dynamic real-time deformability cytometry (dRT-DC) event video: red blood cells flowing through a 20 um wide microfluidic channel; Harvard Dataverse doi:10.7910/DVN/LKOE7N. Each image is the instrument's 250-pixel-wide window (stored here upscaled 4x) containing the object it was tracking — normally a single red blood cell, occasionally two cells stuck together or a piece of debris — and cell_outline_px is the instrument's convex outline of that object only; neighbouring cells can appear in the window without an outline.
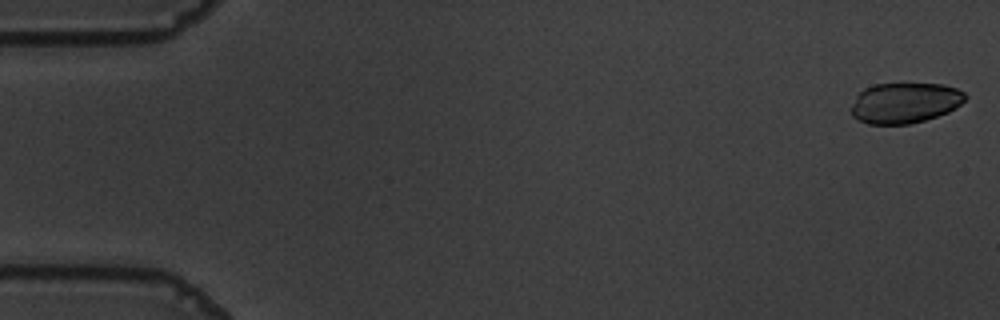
{"species": "common noctule bat (a hibernating species)", "species_latin": "Nyctalus noctula", "temperature_condition": "warm", "stored_images_in_passage": 55, "camera_frame_rate_fps": 3000, "um_per_image_px": 0.085, "animal": {"sex": "male", "body_mass_g": 19.5, "forearm_length_mm": 54.6}, "frame": {"image": 1, "passage_image": 1, "time_ms": 0.0, "image_size_px": [1000, 320], "cell_outline_px": [[968, 96], [960, 104], [948, 112], [924, 120], [908, 124], [868, 124], [852, 116], [852, 104], [856, 96], [864, 88], [876, 84], [944, 84], [956, 88], [964, 92]], "centroid_in_image_um": [76.91, 8.74], "position_along_channel_um": 8.1, "area_um2": 26.76}}
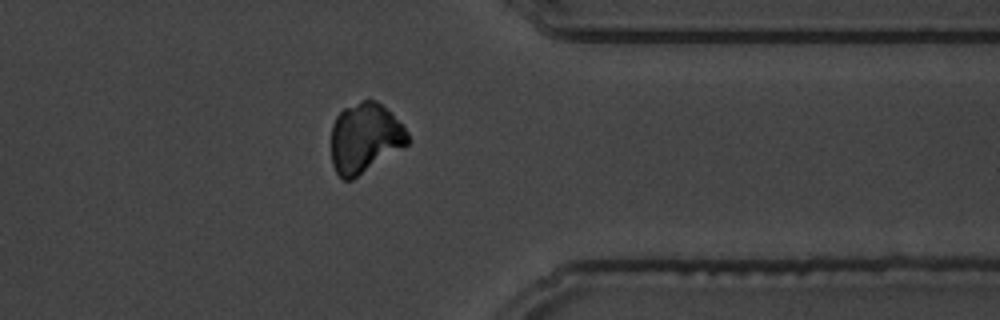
{"frame": {"image": 2, "passage_image": 44, "time_ms": 14.333, "image_size_px": [1000, 320], "cell_outline_px": [[408, 144], [352, 180], [344, 180], [336, 172], [332, 164], [332, 124], [336, 116], [344, 108], [360, 100], [376, 100], [408, 132]], "centroid_in_image_um": [30.98, 11.74], "position_along_channel_um": 380.4, "area_um2": 30.63}}
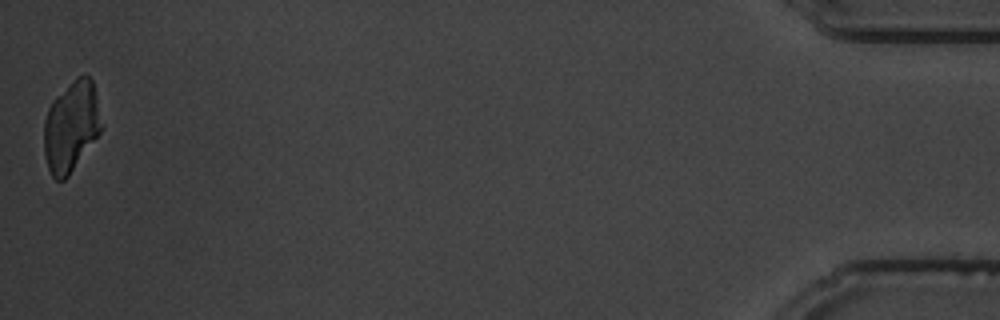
{"frame": {"image": 3, "passage_image": 55, "time_ms": 18.0, "image_size_px": [1000, 320], "cell_outline_px": [[104, 124], [100, 132], [68, 176], [64, 180], [56, 180], [52, 176], [48, 168], [44, 156], [44, 120], [48, 108], [52, 100], [76, 76], [84, 72], [92, 80]], "centroid_in_image_um": [6.05, 10.71], "position_along_channel_um": 429.1, "area_um2": 30.58}}